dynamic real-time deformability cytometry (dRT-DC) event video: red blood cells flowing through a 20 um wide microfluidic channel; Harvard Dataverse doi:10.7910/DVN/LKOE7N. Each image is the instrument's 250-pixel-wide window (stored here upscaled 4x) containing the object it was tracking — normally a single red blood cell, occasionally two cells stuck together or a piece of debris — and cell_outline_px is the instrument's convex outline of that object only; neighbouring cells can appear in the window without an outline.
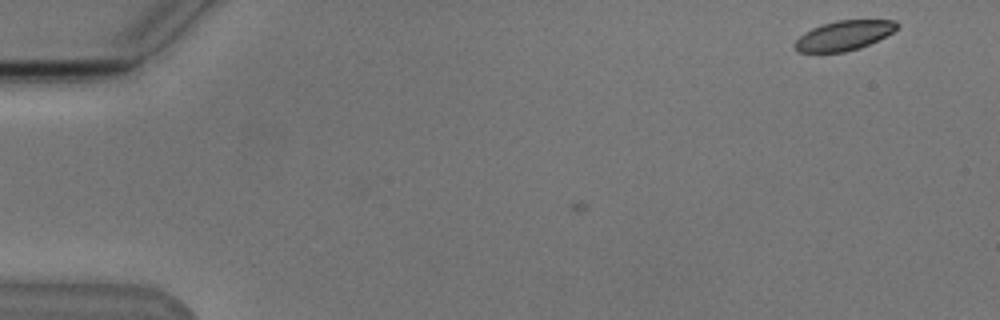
{"species": "Egyptian fruit bat (a non-hibernating species)", "species_latin": "Rousettus aegyptiacus", "temperature_condition": "cold", "stored_images_in_passage": 5, "camera_frame_rate_fps": 3000, "um_per_image_px": 0.085, "animal": {"sex": "male"}, "frame": {"image": 1, "passage_image": 5, "time_ms": 1.333, "image_size_px": [1000, 320], "cell_outline_px": [[900, 24], [892, 32], [860, 48], [844, 52], [800, 52], [792, 44], [804, 32], [812, 28], [836, 20], [896, 20]], "centroid_in_image_um": [71.72, 3.01], "position_along_channel_um": 13.3, "area_um2": 17.46}}